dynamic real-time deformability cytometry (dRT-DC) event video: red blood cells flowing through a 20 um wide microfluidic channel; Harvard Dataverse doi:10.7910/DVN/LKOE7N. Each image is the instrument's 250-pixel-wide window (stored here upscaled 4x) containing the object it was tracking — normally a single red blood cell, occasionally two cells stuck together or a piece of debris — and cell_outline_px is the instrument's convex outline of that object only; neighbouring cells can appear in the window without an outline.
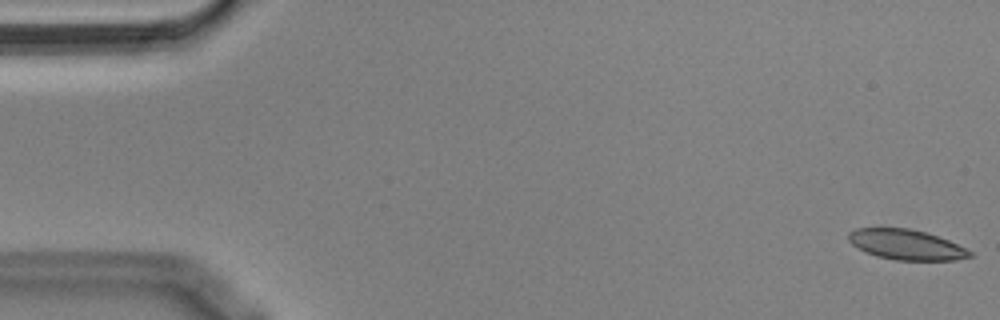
{"species": "Egyptian fruit bat (a non-hibernating species)", "species_latin": "Rousettus aegyptiacus", "temperature_condition": "cold", "stored_images_in_passage": 56, "camera_frame_rate_fps": 3000, "um_per_image_px": 0.085, "animal": {"sex": "male"}, "frame": {"image": 1, "passage_image": 1, "time_ms": 0.0, "image_size_px": [1000, 320], "cell_outline_px": [[972, 256], [956, 260], [896, 260], [876, 256], [864, 252], [852, 244], [848, 240], [848, 232], [856, 228], [908, 228], [924, 232], [948, 240], [972, 252]], "centroid_in_image_um": [76.98, 20.8], "position_along_channel_um": 8.0, "area_um2": 21.21}}
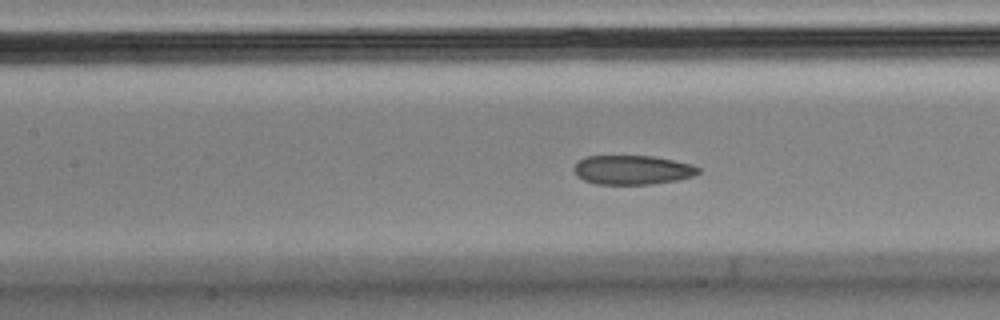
{"frame": {"image": 2, "passage_image": 24, "time_ms": 7.667, "image_size_px": [1000, 320], "cell_outline_px": [[700, 172], [692, 176], [676, 180], [652, 184], [596, 184], [584, 180], [576, 176], [572, 168], [580, 160], [588, 156], [652, 156], [692, 164], [700, 168]], "centroid_in_image_um": [53.74, 14.44], "position_along_channel_um": 153.7, "area_um2": 21.1}}
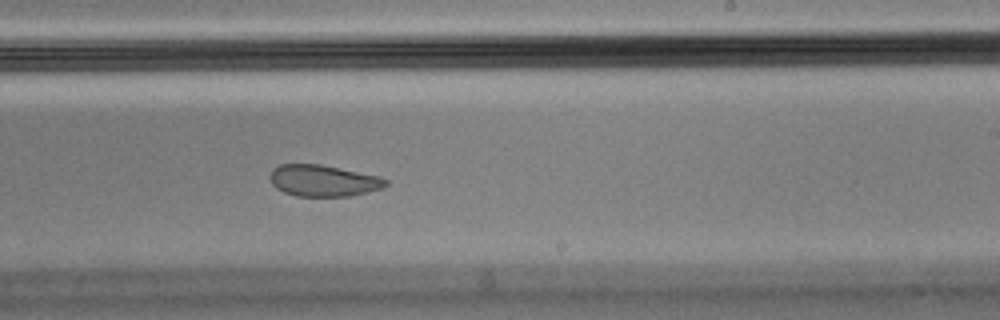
{"frame": {"image": 3, "passage_image": 33, "time_ms": 10.667, "image_size_px": [1000, 320], "cell_outline_px": [[388, 184], [384, 188], [352, 196], [296, 196], [284, 192], [276, 188], [272, 184], [268, 176], [272, 168], [280, 164], [320, 164], [380, 176], [388, 180]], "centroid_in_image_um": [27.48, 15.35], "position_along_channel_um": 261.5, "area_um2": 21.5}, "authors_computed_cell_mechanics": {"area_um2": 22.7443, "velocity_mm_per_s": 3.6068, "shape_relaxation_time_tau1_ms": null, "shape_relaxation_time_tau2_ms": 1.4473, "deformation_change_tau1": null, "deformation_change_tau2": 0.0513}}